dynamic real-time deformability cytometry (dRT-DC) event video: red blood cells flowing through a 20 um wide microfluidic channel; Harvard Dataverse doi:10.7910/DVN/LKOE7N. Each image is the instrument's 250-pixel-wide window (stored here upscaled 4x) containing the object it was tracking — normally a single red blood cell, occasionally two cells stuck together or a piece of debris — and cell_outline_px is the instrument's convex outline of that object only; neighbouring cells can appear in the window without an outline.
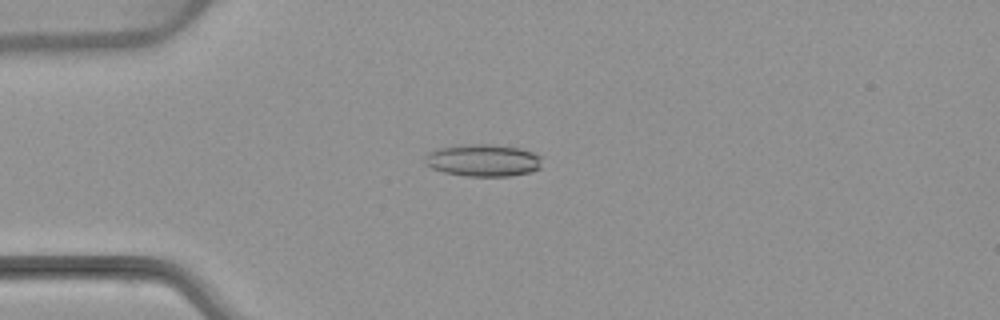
{"species": "common noctule bat (a hibernating species)", "species_latin": "Nyctalus noctula", "temperature_condition": "warm", "stored_images_in_passage": 54, "camera_frame_rate_fps": 3000, "um_per_image_px": 0.085, "animal": {"sex": "female", "body_mass_g": 22.7, "forearm_length_mm": 54.2}, "frame": {"image": 1, "passage_image": 14, "time_ms": 4.333, "image_size_px": [1000, 320], "cell_outline_px": [[540, 168], [532, 172], [508, 176], [468, 176], [444, 172], [432, 168], [424, 164], [424, 156], [428, 152], [436, 148], [460, 144], [492, 144], [520, 148], [532, 152], [540, 156]], "centroid_in_image_um": [41.02, 13.62], "position_along_channel_um": 44.0, "area_um2": 22.2}}
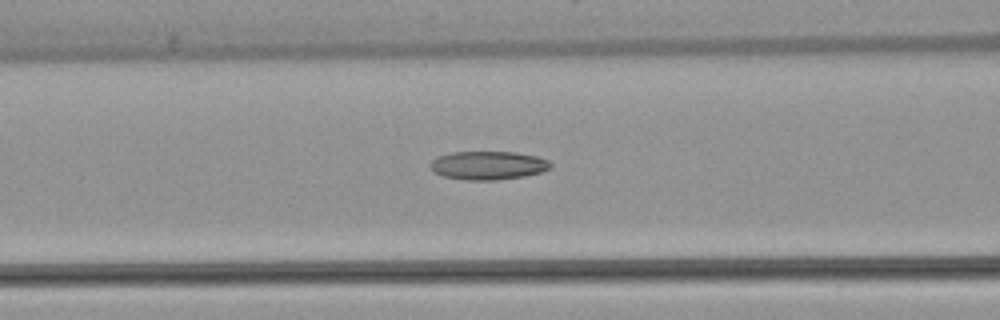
{"frame": {"image": 2, "passage_image": 22, "time_ms": 7.0, "image_size_px": [1000, 320], "cell_outline_px": [[552, 164], [548, 168], [540, 172], [524, 176], [496, 180], [464, 180], [444, 176], [432, 172], [428, 164], [436, 156], [452, 152], [516, 152], [536, 156], [548, 160]], "centroid_in_image_um": [41.42, 14.05], "position_along_channel_um": 125.2, "area_um2": 20.06}}
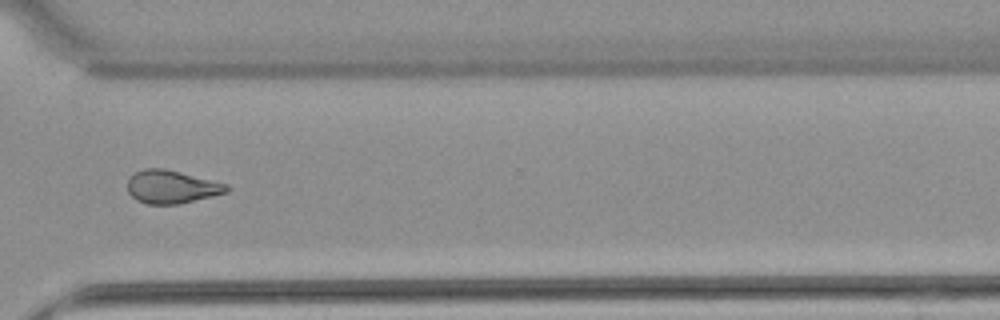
{"frame": {"image": 3, "passage_image": 40, "time_ms": 13.0, "image_size_px": [1000, 320], "cell_outline_px": [[232, 188], [228, 192], [180, 204], [148, 204], [136, 200], [128, 192], [128, 176], [144, 168], [164, 168], [228, 184]], "centroid_in_image_um": [14.59, 15.88], "position_along_channel_um": 356.0, "area_um2": 19.25}}